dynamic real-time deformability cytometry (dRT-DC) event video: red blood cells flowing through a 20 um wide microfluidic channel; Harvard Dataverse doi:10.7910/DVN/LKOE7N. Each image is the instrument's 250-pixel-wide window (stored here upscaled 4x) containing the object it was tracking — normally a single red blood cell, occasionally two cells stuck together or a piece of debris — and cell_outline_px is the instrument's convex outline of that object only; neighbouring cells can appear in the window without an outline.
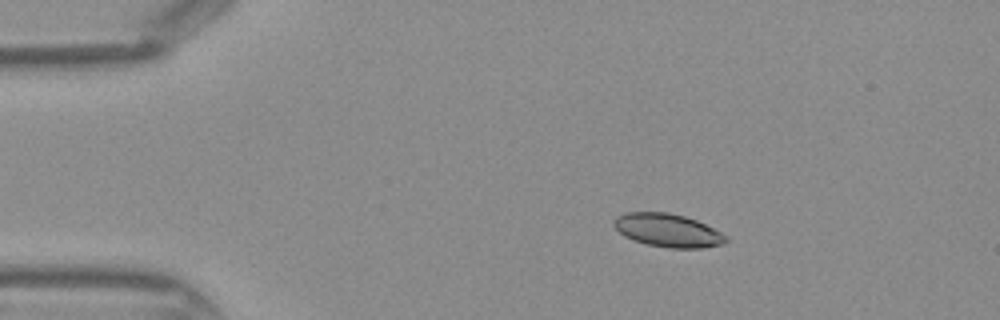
{"species": "Egyptian fruit bat (a non-hibernating species)", "species_latin": "Rousettus aegyptiacus", "temperature_condition": "warm", "stored_images_in_passage": 43, "camera_frame_rate_fps": 3000, "um_per_image_px": 0.085, "frame": {"image": 1, "passage_image": 7, "time_ms": 2.0, "image_size_px": [1000, 320], "cell_outline_px": [[728, 240], [720, 244], [704, 248], [668, 248], [648, 244], [632, 240], [624, 236], [612, 224], [612, 220], [616, 216], [624, 212], [668, 212], [684, 216], [696, 220], [728, 236]], "centroid_in_image_um": [56.72, 19.57], "position_along_channel_um": 28.3, "area_um2": 21.73}}
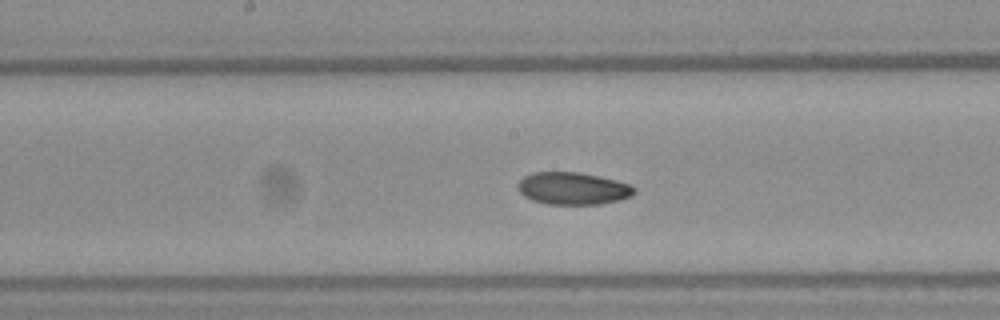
{"frame": {"image": 2, "passage_image": 22, "time_ms": 7.0, "image_size_px": [1000, 320], "cell_outline_px": [[636, 192], [632, 196], [620, 200], [600, 204], [548, 204], [532, 200], [524, 196], [520, 192], [516, 184], [524, 176], [532, 172], [576, 172], [600, 176], [632, 184], [636, 188]], "centroid_in_image_um": [48.72, 16.01], "position_along_channel_um": 199.5, "area_um2": 22.14}}
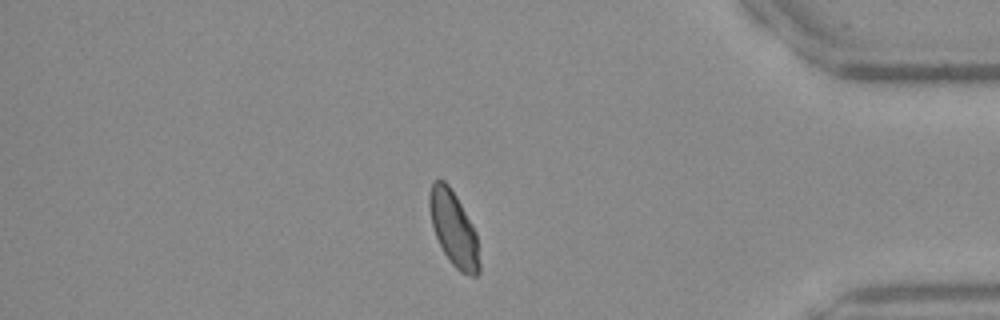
{"frame": {"image": 3, "passage_image": 37, "time_ms": 12.0, "image_size_px": [1000, 320], "cell_outline_px": [[480, 272], [476, 276], [472, 276], [460, 272], [452, 264], [444, 252], [436, 236], [432, 224], [428, 208], [428, 196], [432, 180], [444, 180], [448, 184], [456, 196], [472, 224], [476, 232], [480, 264]], "centroid_in_image_um": [38.55, 19.43], "position_along_channel_um": 396.6, "area_um2": 21.73}}